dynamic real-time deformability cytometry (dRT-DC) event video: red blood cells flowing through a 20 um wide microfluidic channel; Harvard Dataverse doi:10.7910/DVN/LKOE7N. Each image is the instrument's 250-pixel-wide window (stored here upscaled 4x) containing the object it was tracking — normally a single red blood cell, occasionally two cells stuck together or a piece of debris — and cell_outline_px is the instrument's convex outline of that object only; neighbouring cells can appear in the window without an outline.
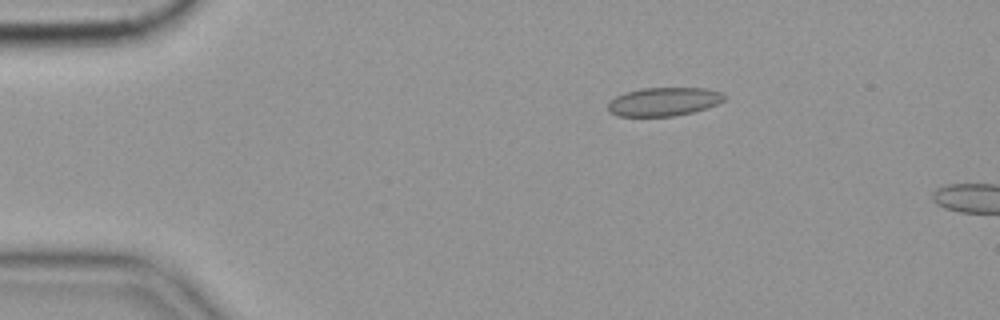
{"species": "common noctule bat (a hibernating species)", "species_latin": "Nyctalus noctula", "temperature_condition": "cold", "stored_images_in_passage": 55, "camera_frame_rate_fps": 3000, "um_per_image_px": 0.085, "animal": {"sex": "female", "body_mass_g": 19.9}, "frame": {"image": 1, "passage_image": 9, "time_ms": 2.667, "image_size_px": [1000, 320], "cell_outline_px": [[728, 96], [724, 100], [716, 104], [692, 112], [672, 116], [616, 116], [608, 112], [608, 104], [616, 96], [624, 92], [644, 88], [704, 88], [720, 92]], "centroid_in_image_um": [56.4, 8.64], "position_along_channel_um": 28.6, "area_um2": 19.25}, "authors_computed_cell_mechanics": {"area_um2": 19.0162, "velocity_mm_per_s": 3.5555, "shape_relaxation_time_tau1_ms": null, "shape_relaxation_time_tau2_ms": 3.364, "deformation_change_tau1": null, "deformation_change_tau2": 0.0627}}